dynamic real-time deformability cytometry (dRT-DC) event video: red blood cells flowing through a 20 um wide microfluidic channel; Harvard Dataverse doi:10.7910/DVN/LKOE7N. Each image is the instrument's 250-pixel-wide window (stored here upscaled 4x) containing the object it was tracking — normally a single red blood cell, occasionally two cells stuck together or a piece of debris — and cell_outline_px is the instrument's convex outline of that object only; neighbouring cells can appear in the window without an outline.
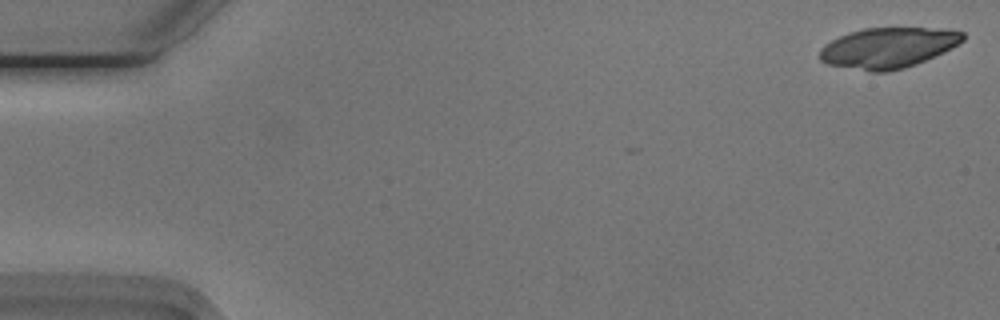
{"species": "Egyptian fruit bat (a non-hibernating species)", "species_latin": "Rousettus aegyptiacus", "temperature_condition": "cold", "stored_images_in_passage": 8, "camera_frame_rate_fps": 3000, "um_per_image_px": 0.085, "animal": {"sex": "male"}, "frame": {"image": 1, "passage_image": 1, "time_ms": 0.0, "image_size_px": [1000, 320], "cell_outline_px": [[964, 40], [952, 48], [944, 52], [916, 64], [904, 68], [888, 72], [872, 72], [828, 64], [820, 60], [820, 48], [824, 44], [848, 32], [864, 28], [924, 28], [964, 32]], "centroid_in_image_um": [75.46, 4.07], "position_along_channel_um": 9.5, "area_um2": 33.58}}